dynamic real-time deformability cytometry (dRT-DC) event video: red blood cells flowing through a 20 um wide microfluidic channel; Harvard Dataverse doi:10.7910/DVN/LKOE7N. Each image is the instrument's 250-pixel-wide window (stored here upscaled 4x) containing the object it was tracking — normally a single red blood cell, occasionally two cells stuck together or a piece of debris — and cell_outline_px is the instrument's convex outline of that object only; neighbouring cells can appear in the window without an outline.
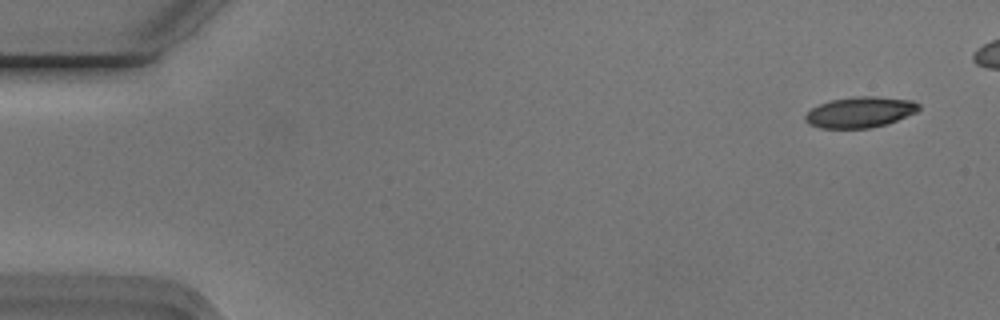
{"species": "Egyptian fruit bat (a non-hibernating species)", "species_latin": "Rousettus aegyptiacus", "temperature_condition": "cold", "stored_images_in_passage": 49, "camera_frame_rate_fps": 3000, "um_per_image_px": 0.085, "animal": {"sex": "male"}, "frame": {"image": 1, "passage_image": 3, "time_ms": 0.667, "image_size_px": [1000, 320], "cell_outline_px": [[920, 108], [916, 112], [888, 124], [868, 128], [820, 128], [808, 124], [804, 120], [804, 116], [812, 108], [820, 104], [832, 100], [852, 96], [876, 96], [912, 100], [920, 104]], "centroid_in_image_um": [73.11, 9.53], "position_along_channel_um": 11.9, "area_um2": 20.46}}
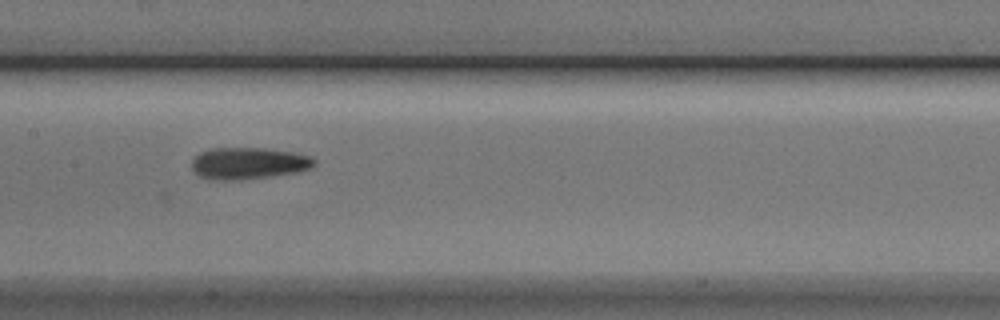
{"frame": {"image": 2, "passage_image": 27, "time_ms": 8.667, "image_size_px": [1000, 320], "cell_outline_px": [[316, 164], [312, 168], [296, 172], [272, 176], [240, 180], [208, 180], [200, 176], [192, 168], [192, 160], [200, 152], [208, 148], [264, 148], [292, 152], [312, 156], [316, 160]], "centroid_in_image_um": [21.13, 13.88], "position_along_channel_um": 186.3, "area_um2": 22.89}}
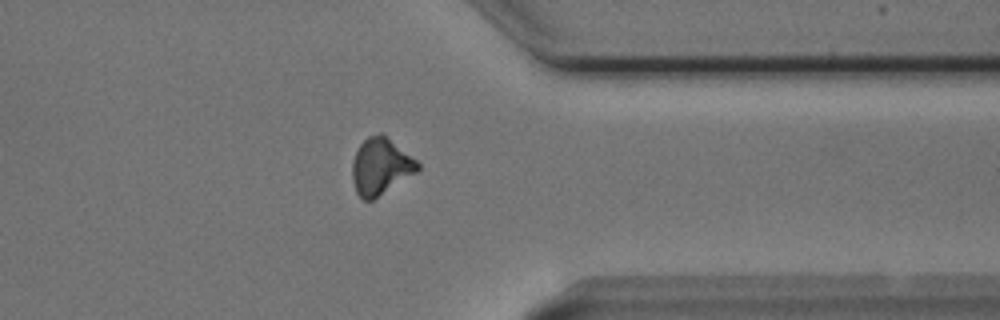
{"frame": {"image": 3, "passage_image": 43, "time_ms": 14.0, "image_size_px": [1000, 320], "cell_outline_px": [[420, 168], [416, 172], [372, 200], [364, 200], [356, 192], [352, 180], [352, 160], [360, 144], [368, 136], [380, 132], [384, 132], [416, 160], [420, 164]], "centroid_in_image_um": [32.34, 14.1], "position_along_channel_um": 379.1, "area_um2": 21.56}}